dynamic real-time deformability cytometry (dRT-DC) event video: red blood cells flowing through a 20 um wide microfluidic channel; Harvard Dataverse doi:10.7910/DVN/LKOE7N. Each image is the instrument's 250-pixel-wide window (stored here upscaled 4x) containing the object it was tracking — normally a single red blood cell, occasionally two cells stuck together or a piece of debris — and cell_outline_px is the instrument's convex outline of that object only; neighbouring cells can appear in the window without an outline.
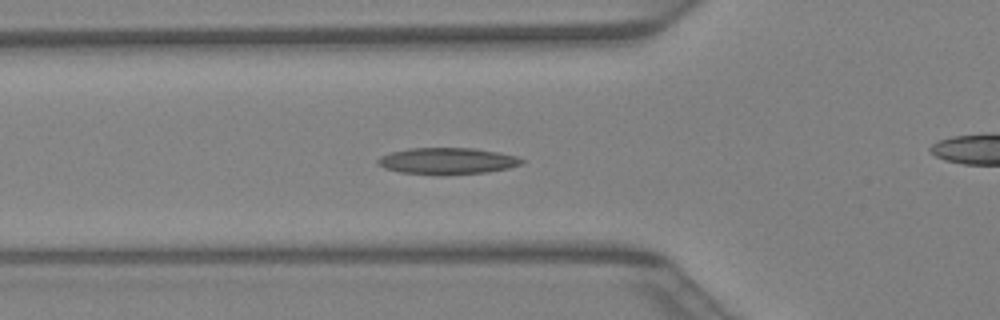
{"species": "Egyptian fruit bat (a non-hibernating species)", "species_latin": "Rousettus aegyptiacus", "temperature_condition": "warm", "stored_images_in_passage": 41, "camera_frame_rate_fps": 3000, "um_per_image_px": 0.085, "animal": {"sex": "female"}, "frame": {"image": 1, "passage_image": 14, "time_ms": 4.333, "image_size_px": [1000, 320], "cell_outline_px": [[524, 160], [520, 164], [508, 168], [488, 172], [440, 176], [400, 172], [384, 168], [376, 164], [376, 160], [380, 156], [392, 152], [412, 148], [472, 148], [496, 152], [516, 156]], "centroid_in_image_um": [37.97, 13.7], "position_along_channel_um": 87.8, "area_um2": 22.37}}
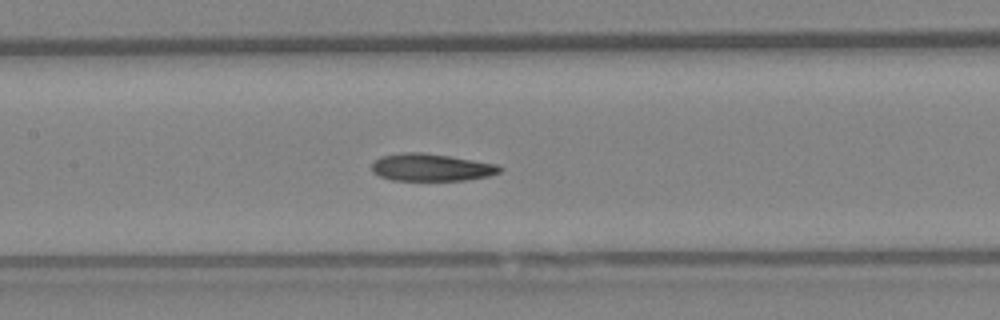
{"frame": {"image": 2, "passage_image": 19, "time_ms": 6.0, "image_size_px": [1000, 320], "cell_outline_px": [[504, 168], [500, 172], [488, 176], [464, 180], [392, 180], [380, 176], [372, 172], [372, 164], [380, 156], [404, 152], [420, 152], [448, 156], [496, 164]], "centroid_in_image_um": [36.64, 14.23], "position_along_channel_um": 170.8, "area_um2": 20.23}}
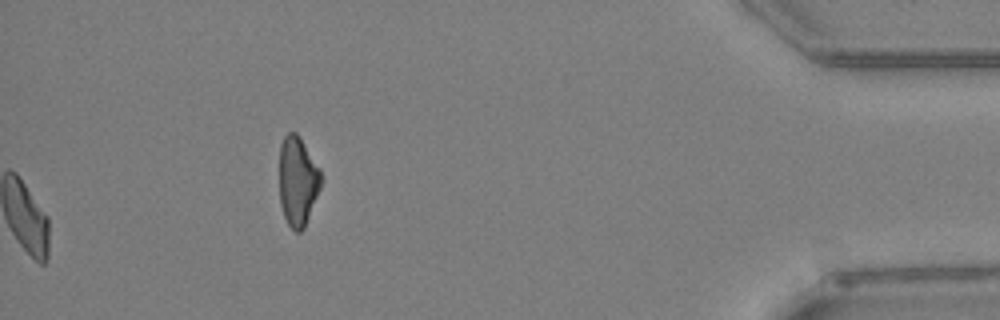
{"frame": {"image": 3, "passage_image": 41, "time_ms": 13.333, "image_size_px": [1000, 320], "cell_outline_px": [[324, 180], [304, 228], [300, 232], [296, 232], [288, 224], [284, 216], [280, 204], [280, 144], [284, 136], [288, 132], [296, 132], [300, 136], [320, 168]], "centroid_in_image_um": [25.33, 15.37], "position_along_channel_um": 409.9, "area_um2": 22.02}}